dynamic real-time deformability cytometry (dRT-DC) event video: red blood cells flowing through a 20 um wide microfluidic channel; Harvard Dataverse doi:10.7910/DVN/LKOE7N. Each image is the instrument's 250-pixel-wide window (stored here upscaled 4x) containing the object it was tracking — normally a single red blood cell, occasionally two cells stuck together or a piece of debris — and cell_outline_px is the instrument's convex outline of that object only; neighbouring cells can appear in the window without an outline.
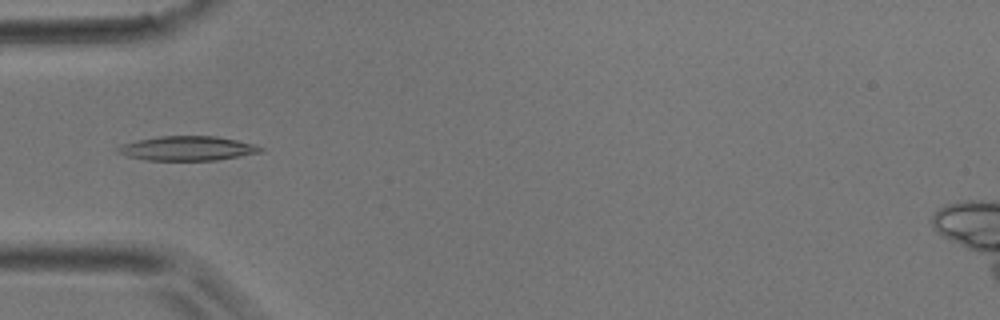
{"species": "common noctule bat (a hibernating species)", "species_latin": "Nyctalus noctula", "temperature_condition": "room temperature", "stored_images_in_passage": 32, "camera_frame_rate_fps": 3000, "um_per_image_px": 0.085, "animal": {"sex": "male", "body_mass_g": 17.9}, "frame": {"image": 1, "passage_image": 2, "time_ms": 0.333, "image_size_px": [1000, 320], "cell_outline_px": [[264, 152], [216, 160], [148, 160], [128, 156], [116, 152], [116, 148], [124, 144], [140, 140], [160, 136], [216, 136], [236, 140], [252, 144], [264, 148]], "centroid_in_image_um": [15.97, 12.61], "position_along_channel_um": 69.0, "area_um2": 20.06}}
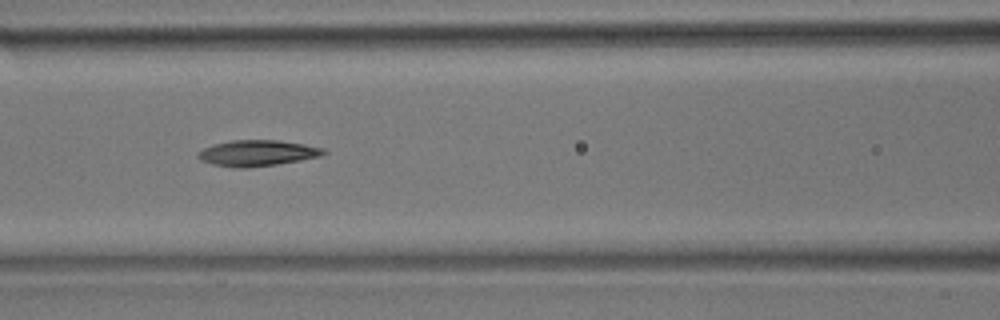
{"frame": {"image": 2, "passage_image": 7, "time_ms": 2.0, "image_size_px": [1000, 320], "cell_outline_px": [[328, 152], [320, 156], [300, 160], [276, 164], [244, 168], [236, 168], [212, 164], [200, 160], [196, 156], [196, 152], [212, 144], [232, 140], [280, 140], [304, 144], [324, 148]], "centroid_in_image_um": [21.84, 13.0], "position_along_channel_um": 144.8, "area_um2": 19.07}}
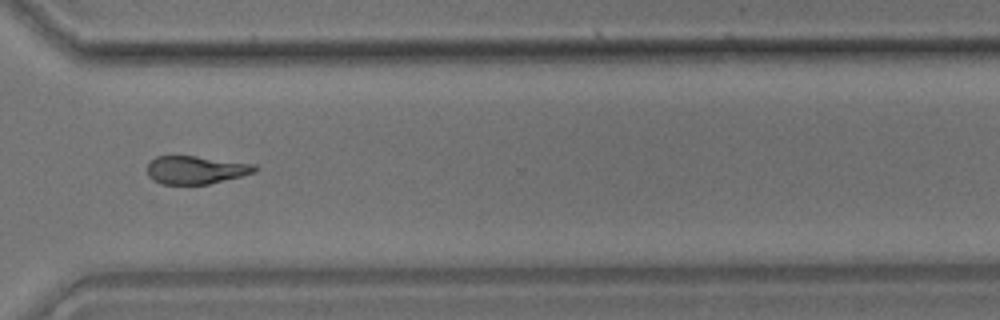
{"frame": {"image": 3, "passage_image": 21, "time_ms": 6.667, "image_size_px": [1000, 320], "cell_outline_px": [[260, 168], [256, 172], [208, 184], [164, 184], [152, 180], [148, 176], [148, 164], [156, 156], [196, 156], [256, 164]], "centroid_in_image_um": [16.67, 14.44], "position_along_channel_um": 353.9, "area_um2": 17.57}}